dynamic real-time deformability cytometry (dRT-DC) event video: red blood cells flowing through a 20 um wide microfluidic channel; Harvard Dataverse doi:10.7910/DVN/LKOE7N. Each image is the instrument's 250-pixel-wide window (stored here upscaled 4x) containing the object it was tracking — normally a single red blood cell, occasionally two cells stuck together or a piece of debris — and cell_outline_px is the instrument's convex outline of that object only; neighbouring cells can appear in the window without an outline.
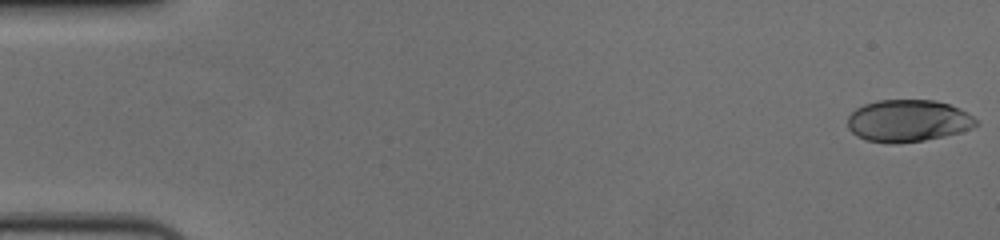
{"species": "human", "species_latin": "Homo sapiens", "temperature_condition": "cold", "stored_images_in_passage": 57, "camera_frame_rate_fps": 3000, "um_per_image_px": 0.085, "donor": {"sex": "female"}, "frame": {"image": 1, "passage_image": 1, "time_ms": 0.0, "image_size_px": [1000, 240], "cell_outline_px": [[980, 124], [972, 128], [960, 132], [944, 136], [924, 140], [896, 144], [888, 144], [864, 140], [856, 136], [848, 128], [848, 116], [856, 108], [864, 104], [876, 100], [936, 100], [960, 108], [968, 112]], "centroid_in_image_um": [77.17, 10.27], "position_along_channel_um": 7.8, "area_um2": 31.85}}
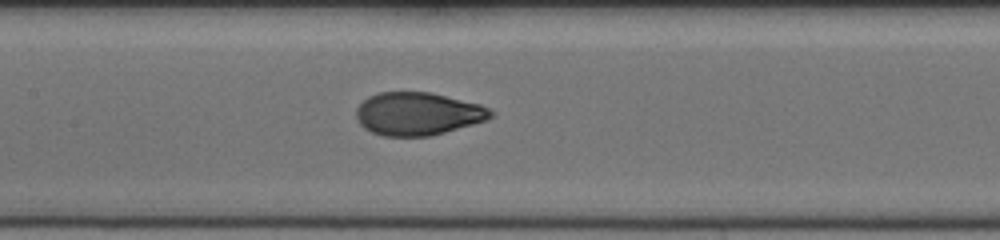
{"frame": {"image": 2, "passage_image": 28, "time_ms": 9.0, "image_size_px": [1000, 240], "cell_outline_px": [[496, 112], [488, 120], [444, 132], [428, 136], [384, 136], [372, 132], [364, 128], [356, 120], [356, 108], [368, 96], [380, 92], [432, 92], [480, 104]], "centroid_in_image_um": [35.52, 9.66], "position_along_channel_um": 171.9, "area_um2": 33.76}}
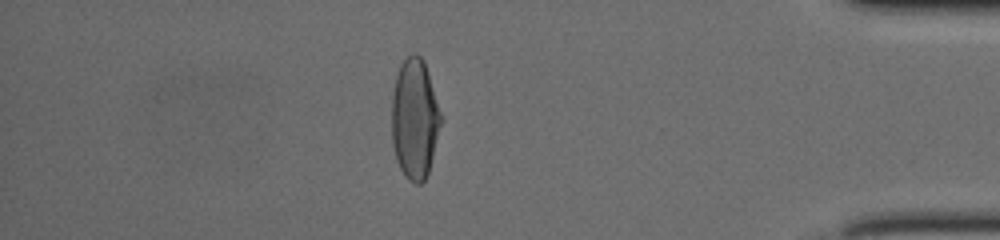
{"frame": {"image": 3, "passage_image": 50, "time_ms": 16.333, "image_size_px": [1000, 240], "cell_outline_px": [[444, 120], [428, 172], [424, 180], [420, 184], [416, 184], [408, 180], [400, 168], [396, 160], [392, 144], [392, 92], [396, 72], [400, 64], [412, 52], [416, 52], [424, 60]], "centroid_in_image_um": [35.26, 10.08], "position_along_channel_um": 399.9, "area_um2": 35.14}, "authors_computed_cell_mechanics": {"area_um2": 33.9286, "velocity_mm_per_s": 3.6347, "shape_relaxation_time_tau1_ms": 4.0809, "shape_relaxation_time_tau2_ms": 0.742, "deformation_change_tau1": 0.1975, "deformation_change_tau2": 0.0497}}